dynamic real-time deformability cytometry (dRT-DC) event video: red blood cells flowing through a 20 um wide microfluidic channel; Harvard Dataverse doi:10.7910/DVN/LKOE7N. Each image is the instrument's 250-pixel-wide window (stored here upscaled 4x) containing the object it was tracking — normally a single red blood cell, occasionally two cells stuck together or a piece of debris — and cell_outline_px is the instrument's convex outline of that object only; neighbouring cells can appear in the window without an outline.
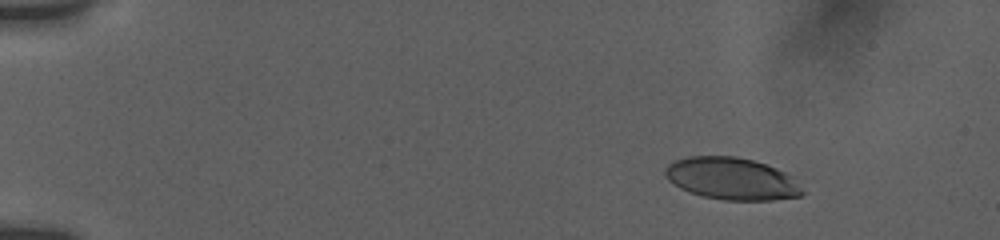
{"species": "human", "species_latin": "Homo sapiens", "temperature_condition": "room temperature", "stored_images_in_passage": 18, "camera_frame_rate_fps": 3000, "um_per_image_px": 0.085, "donor": {"sex": "female"}, "frame": {"image": 1, "passage_image": 1, "time_ms": 0.0, "image_size_px": [1000, 240], "cell_outline_px": [[804, 192], [800, 196], [772, 200], [724, 200], [704, 196], [688, 192], [680, 188], [668, 180], [664, 176], [664, 168], [668, 164], [676, 160], [688, 156], [736, 156], [752, 160], [776, 168], [792, 176]], "centroid_in_image_um": [62.16, 15.18], "position_along_channel_um": 22.8, "area_um2": 33.64}}
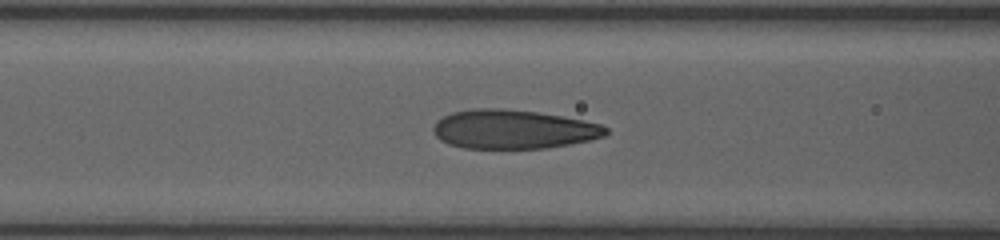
{"frame": {"image": 2, "passage_image": 11, "time_ms": 5.667, "image_size_px": [1000, 240], "cell_outline_px": [[608, 132], [604, 136], [592, 140], [544, 148], [464, 148], [448, 144], [440, 140], [432, 132], [432, 128], [436, 120], [452, 112], [472, 108], [504, 108], [536, 112], [584, 120], [600, 124], [608, 128]], "centroid_in_image_um": [43.6, 10.98], "position_along_channel_um": 123.0, "area_um2": 39.36}}
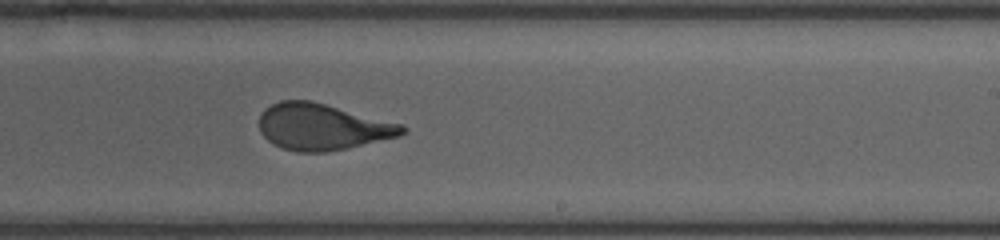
{"frame": {"image": 3, "passage_image": 18, "time_ms": 9.333, "image_size_px": [1000, 240], "cell_outline_px": [[408, 132], [400, 136], [344, 148], [324, 152], [296, 152], [272, 144], [260, 132], [260, 116], [264, 108], [280, 100], [312, 100], [404, 124], [408, 128]], "centroid_in_image_um": [27.42, 10.76], "position_along_channel_um": 261.6, "area_um2": 38.78}}